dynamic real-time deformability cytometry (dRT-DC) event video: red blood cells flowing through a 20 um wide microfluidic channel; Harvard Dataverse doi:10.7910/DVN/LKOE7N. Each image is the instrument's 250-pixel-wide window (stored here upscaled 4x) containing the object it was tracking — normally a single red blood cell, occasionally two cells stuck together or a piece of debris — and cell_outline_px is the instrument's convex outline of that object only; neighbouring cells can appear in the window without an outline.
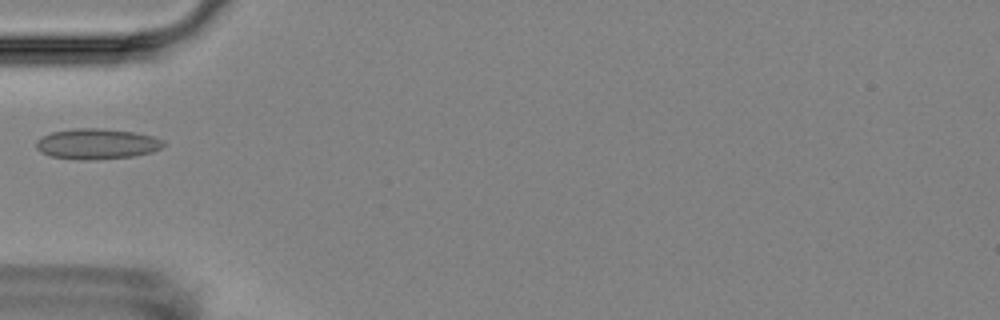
{"species": "Egyptian fruit bat (a non-hibernating species)", "species_latin": "Rousettus aegyptiacus", "temperature_condition": "room temperature", "stored_images_in_passage": 4, "camera_frame_rate_fps": 3000, "um_per_image_px": 0.085, "animal": {"sex": "female"}, "frame": {"image": 1, "passage_image": 4, "time_ms": 4.333, "image_size_px": [1000, 320], "cell_outline_px": [[168, 144], [152, 152], [132, 156], [88, 160], [76, 160], [48, 156], [40, 152], [36, 148], [36, 140], [40, 136], [52, 132], [76, 128], [100, 128], [132, 132], [152, 136], [164, 140]], "centroid_in_image_um": [8.2, 12.23], "position_along_channel_um": 76.8, "area_um2": 22.83}}